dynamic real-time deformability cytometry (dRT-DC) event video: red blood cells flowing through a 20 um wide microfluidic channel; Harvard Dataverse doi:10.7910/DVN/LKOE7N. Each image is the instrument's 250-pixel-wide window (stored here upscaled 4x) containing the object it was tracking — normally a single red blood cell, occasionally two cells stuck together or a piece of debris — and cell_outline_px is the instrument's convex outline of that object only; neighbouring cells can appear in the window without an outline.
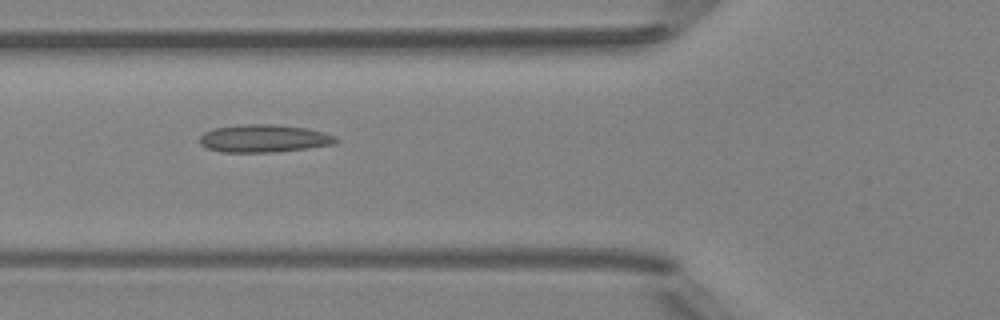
{"species": "Egyptian fruit bat (a non-hibernating species)", "species_latin": "Rousettus aegyptiacus", "temperature_condition": "room temperature", "stored_images_in_passage": 7, "camera_frame_rate_fps": 3000, "um_per_image_px": 0.085, "animal": {"sex": "female"}, "frame": {"image": 1, "passage_image": 3, "time_ms": 3.333, "image_size_px": [1000, 320], "cell_outline_px": [[340, 140], [336, 144], [308, 148], [272, 152], [220, 152], [208, 148], [200, 144], [200, 136], [204, 132], [212, 128], [236, 124], [272, 124], [304, 128], [324, 132], [336, 136]], "centroid_in_image_um": [22.43, 11.76], "position_along_channel_um": 103.4, "area_um2": 22.2}}
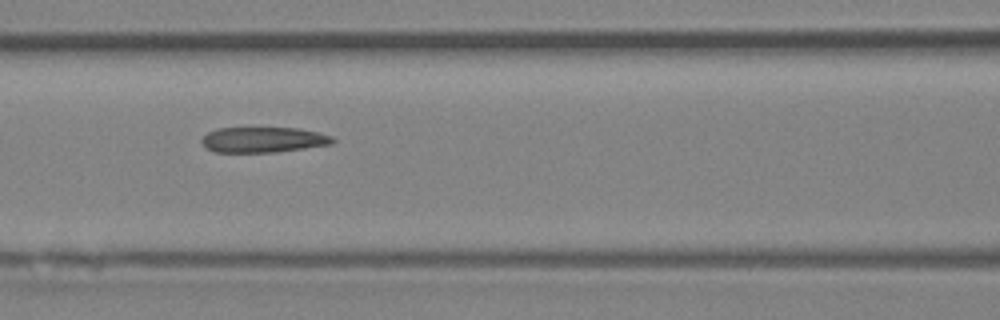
{"frame": {"image": 2, "passage_image": 4, "time_ms": 4.333, "image_size_px": [1000, 320], "cell_outline_px": [[336, 140], [332, 144], [276, 152], [216, 152], [204, 148], [200, 140], [208, 132], [216, 128], [300, 128], [332, 136]], "centroid_in_image_um": [22.35, 11.88], "position_along_channel_um": 144.3, "area_um2": 19.48}}
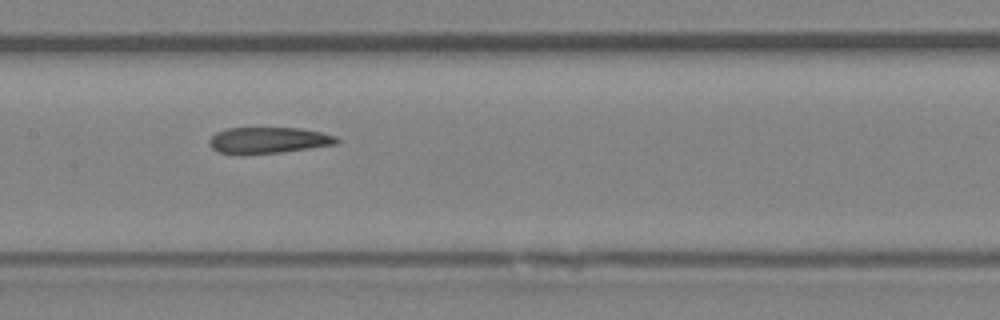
{"frame": {"image": 3, "passage_image": 5, "time_ms": 5.333, "image_size_px": [1000, 320], "cell_outline_px": [[340, 140], [336, 144], [280, 152], [220, 152], [212, 148], [208, 144], [208, 140], [216, 132], [228, 128], [300, 128], [320, 132], [336, 136]], "centroid_in_image_um": [22.84, 11.89], "position_along_channel_um": 184.6, "area_um2": 18.79}}